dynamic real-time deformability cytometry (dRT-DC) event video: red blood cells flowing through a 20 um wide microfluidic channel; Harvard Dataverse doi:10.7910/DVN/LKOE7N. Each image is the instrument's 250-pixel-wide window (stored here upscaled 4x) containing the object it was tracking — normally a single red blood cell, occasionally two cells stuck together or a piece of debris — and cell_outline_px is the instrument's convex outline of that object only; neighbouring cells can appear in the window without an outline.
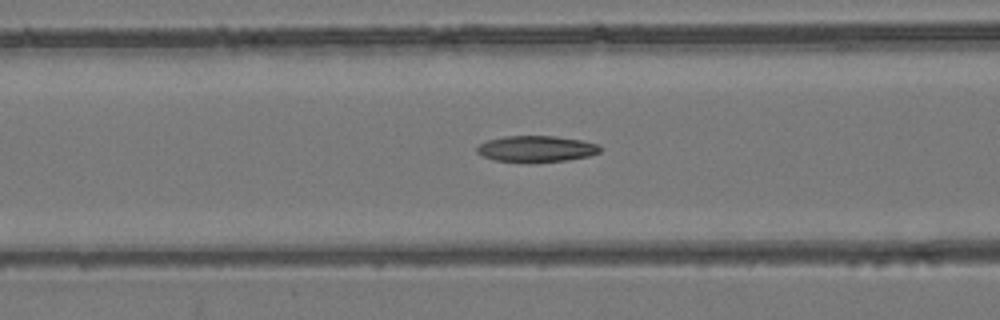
{"species": "common noctule bat (a hibernating species)", "species_latin": "Nyctalus noctula", "temperature_condition": "room temperature", "stored_images_in_passage": 55, "camera_frame_rate_fps": 3000, "um_per_image_px": 0.085, "animal": {"sex": "female", "body_mass_g": 24.6, "forearm_length_mm": 56.2}, "frame": {"image": 1, "passage_image": 23, "time_ms": 7.333, "image_size_px": [1000, 320], "cell_outline_px": [[600, 152], [588, 156], [568, 160], [496, 160], [484, 156], [476, 152], [476, 148], [480, 144], [488, 140], [504, 136], [556, 136], [580, 140], [600, 144]], "centroid_in_image_um": [45.62, 12.61], "position_along_channel_um": 121.0, "area_um2": 18.09}}
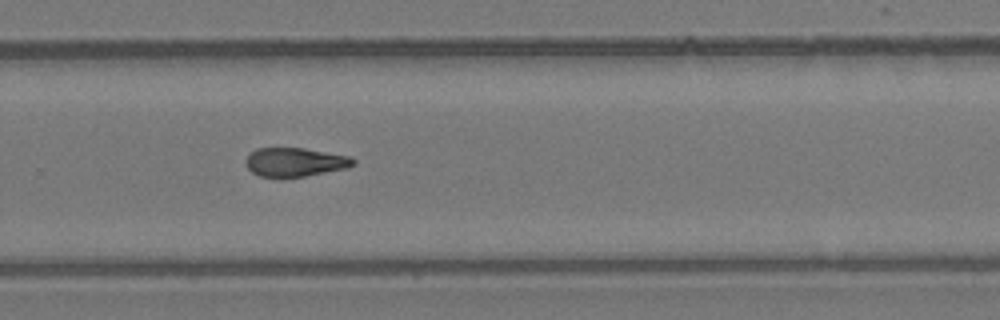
{"frame": {"image": 2, "passage_image": 37, "time_ms": 12.0, "image_size_px": [1000, 320], "cell_outline_px": [[356, 164], [344, 168], [284, 180], [280, 180], [260, 176], [252, 172], [244, 164], [244, 160], [256, 148], [304, 148], [352, 156], [356, 160]], "centroid_in_image_um": [25.04, 13.8], "position_along_channel_um": 304.8, "area_um2": 18.55}}
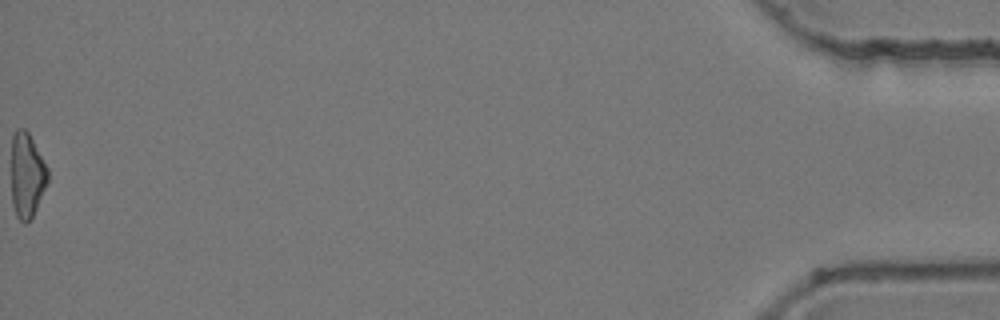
{"frame": {"image": 3, "passage_image": 55, "time_ms": 18.0, "image_size_px": [1000, 320], "cell_outline_px": [[48, 180], [36, 208], [32, 216], [24, 224], [16, 216], [12, 204], [12, 136], [16, 128], [24, 128], [28, 132], [48, 168]], "centroid_in_image_um": [2.27, 14.88], "position_along_channel_um": 432.9, "area_um2": 17.8}, "authors_computed_cell_mechanics": {"area_um2": 18.7272, "velocity_mm_per_s": 3.9464, "shape_relaxation_time_tau1_ms": null, "shape_relaxation_time_tau2_ms": 7.0603, "deformation_change_tau1": null, "deformation_change_tau2": 0.1744}}